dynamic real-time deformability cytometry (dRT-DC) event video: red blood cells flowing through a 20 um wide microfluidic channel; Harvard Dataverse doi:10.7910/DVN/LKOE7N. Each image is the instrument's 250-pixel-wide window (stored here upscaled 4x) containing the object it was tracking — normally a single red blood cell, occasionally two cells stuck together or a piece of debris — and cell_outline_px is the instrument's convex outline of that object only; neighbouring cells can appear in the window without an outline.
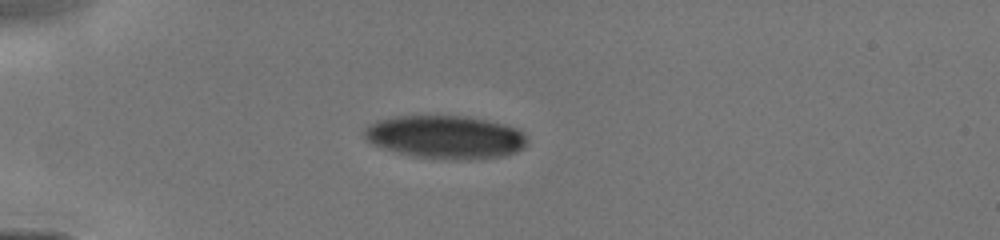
{"species": "human", "species_latin": "Homo sapiens", "temperature_condition": "cold", "stored_images_in_passage": 5, "camera_frame_rate_fps": 3000, "um_per_image_px": 0.085, "donor": {"sex": "male"}, "frame": {"image": 1, "passage_image": 4, "time_ms": 3.667, "image_size_px": [1000, 240], "cell_outline_px": [[528, 144], [524, 148], [516, 152], [504, 156], [480, 160], [452, 160], [416, 156], [396, 152], [372, 144], [364, 136], [364, 128], [368, 124], [376, 120], [392, 116], [468, 116], [488, 120], [504, 124], [516, 128], [524, 132], [528, 140]], "centroid_in_image_um": [37.9, 11.65], "position_along_channel_um": 47.1, "area_um2": 41.56}}